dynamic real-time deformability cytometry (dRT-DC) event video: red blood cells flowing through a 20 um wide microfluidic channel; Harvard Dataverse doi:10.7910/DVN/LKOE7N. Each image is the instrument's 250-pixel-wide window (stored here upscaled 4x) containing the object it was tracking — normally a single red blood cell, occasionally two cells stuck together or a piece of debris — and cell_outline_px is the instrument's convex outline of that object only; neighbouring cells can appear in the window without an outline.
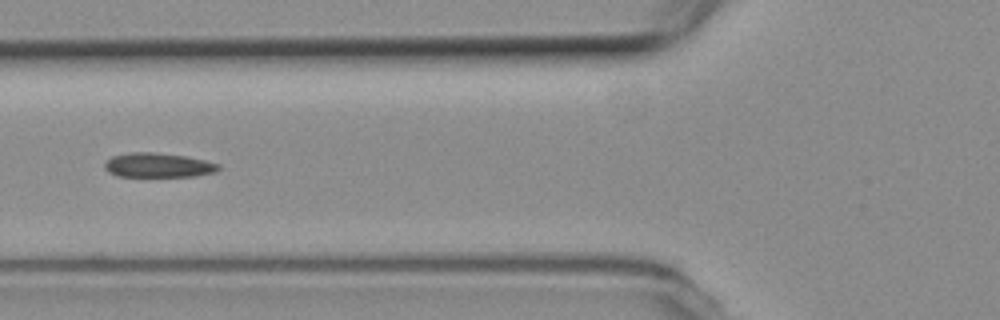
{"species": "common noctule bat (a hibernating species)", "species_latin": "Nyctalus noctula", "temperature_condition": "room temperature", "stored_images_in_passage": 13, "camera_frame_rate_fps": 3000, "um_per_image_px": 0.085, "animal": {"sex": "female", "body_mass_g": 19.3, "forearm_length_mm": 54.1}, "frame": {"image": 1, "passage_image": 4, "time_ms": 1.0, "image_size_px": [1000, 320], "cell_outline_px": [[212, 168], [200, 172], [160, 176], [140, 176], [116, 172], [112, 168], [112, 164], [144, 156], [156, 156], [188, 160], [204, 164]], "centroid_in_image_um": [13.46, 14.16], "position_along_channel_um": 112.3, "area_um2": 10.17}}
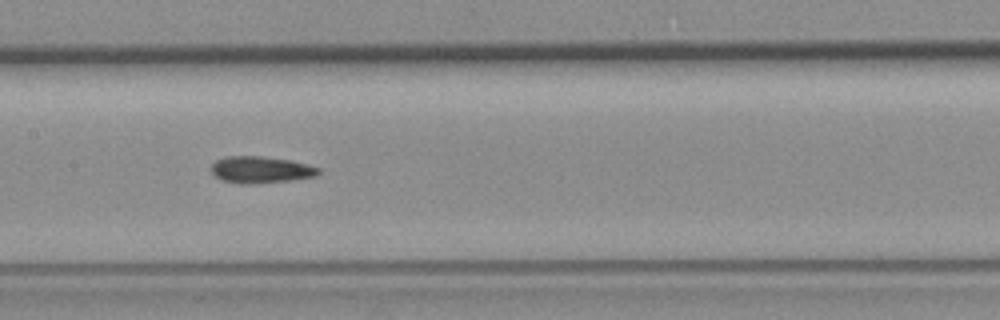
{"frame": {"image": 2, "passage_image": 10, "time_ms": 3.0, "image_size_px": [1000, 320], "cell_outline_px": [[312, 172], [296, 176], [244, 180], [224, 176], [216, 168], [220, 164], [232, 160], [260, 160], [296, 164], [312, 168]], "centroid_in_image_um": [22.16, 14.41], "position_along_channel_um": 185.2, "area_um2": 10.12}}